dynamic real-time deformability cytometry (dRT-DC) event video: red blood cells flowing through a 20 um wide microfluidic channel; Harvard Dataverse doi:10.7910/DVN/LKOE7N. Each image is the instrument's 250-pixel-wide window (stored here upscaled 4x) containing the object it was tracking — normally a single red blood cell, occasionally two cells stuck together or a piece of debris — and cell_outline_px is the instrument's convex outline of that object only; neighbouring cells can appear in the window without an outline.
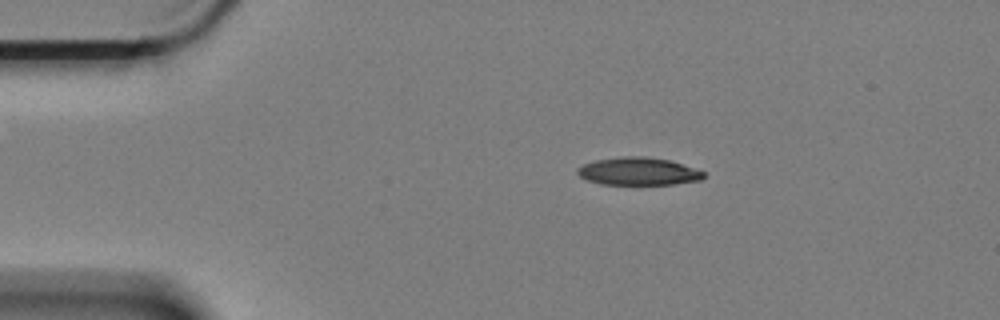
{"species": "Egyptian fruit bat (a non-hibernating species)", "species_latin": "Rousettus aegyptiacus", "temperature_condition": "cold", "stored_images_in_passage": 49, "camera_frame_rate_fps": 3000, "um_per_image_px": 0.085, "animal": {"sex": "female"}, "frame": {"image": 1, "passage_image": 1, "time_ms": 0.0, "image_size_px": [1000, 320], "cell_outline_px": [[704, 176], [700, 180], [672, 184], [600, 184], [584, 180], [576, 172], [576, 168], [584, 164], [596, 160], [624, 156], [644, 156], [672, 160], [704, 172]], "centroid_in_image_um": [54.22, 14.56], "position_along_channel_um": 30.8, "area_um2": 20.4}}
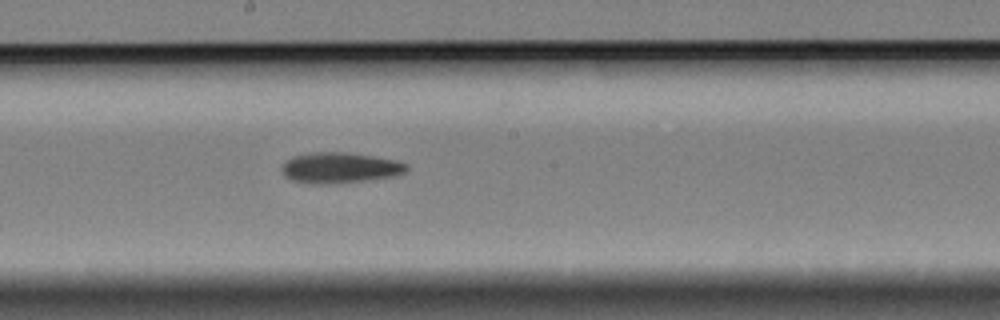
{"frame": {"image": 2, "passage_image": 22, "time_ms": 7.0, "image_size_px": [1000, 320], "cell_outline_px": [[408, 168], [404, 172], [388, 176], [364, 180], [292, 180], [284, 176], [280, 168], [292, 156], [312, 152], [344, 152], [396, 160], [408, 164]], "centroid_in_image_um": [28.89, 14.18], "position_along_channel_um": 219.3, "area_um2": 20.69}}
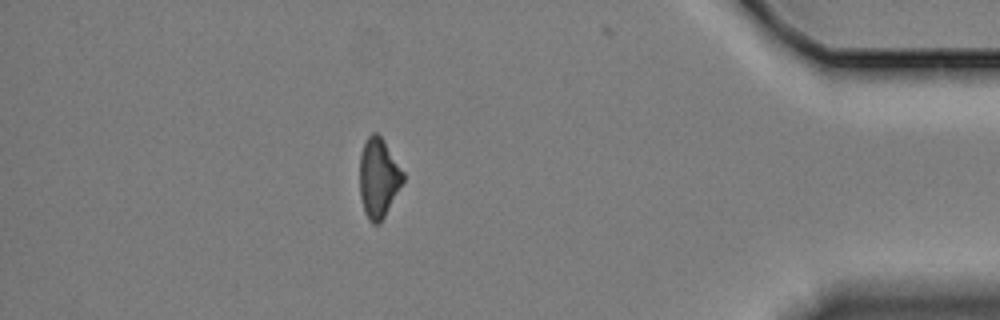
{"frame": {"image": 3, "passage_image": 42, "time_ms": 13.667, "image_size_px": [1000, 320], "cell_outline_px": [[404, 180], [380, 224], [372, 224], [368, 220], [364, 212], [360, 196], [360, 156], [364, 144], [368, 136], [372, 132], [376, 132], [380, 136], [404, 172]], "centroid_in_image_um": [32.16, 15.15], "position_along_channel_um": 403.0, "area_um2": 19.88}}